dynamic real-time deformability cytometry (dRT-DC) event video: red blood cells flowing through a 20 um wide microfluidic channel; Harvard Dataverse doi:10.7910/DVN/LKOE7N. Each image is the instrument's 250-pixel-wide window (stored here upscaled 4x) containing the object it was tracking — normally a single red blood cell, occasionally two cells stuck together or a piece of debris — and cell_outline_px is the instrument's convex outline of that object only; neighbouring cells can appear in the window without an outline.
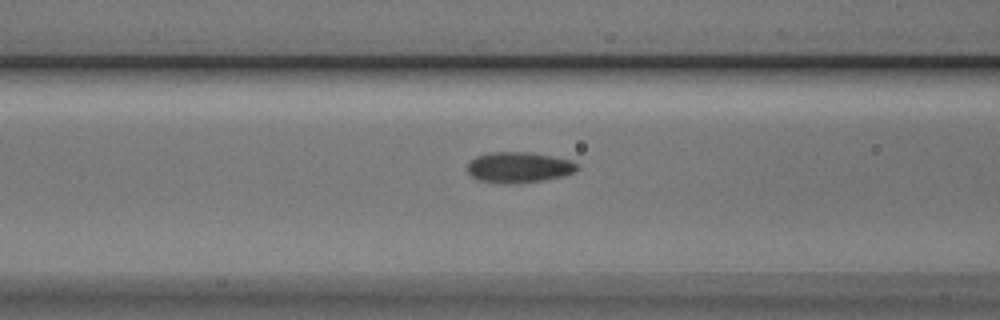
{"species": "Egyptian fruit bat (a non-hibernating species)", "species_latin": "Rousettus aegyptiacus", "temperature_condition": "cold", "stored_images_in_passage": 35, "camera_frame_rate_fps": 3000, "um_per_image_px": 0.085, "animal": {"sex": "male"}, "frame": {"image": 1, "passage_image": 5, "time_ms": 1.333, "image_size_px": [1000, 320], "cell_outline_px": [[580, 168], [572, 172], [560, 176], [544, 180], [508, 184], [504, 184], [480, 180], [472, 176], [468, 172], [468, 164], [476, 156], [488, 152], [528, 152], [552, 156], [572, 160]], "centroid_in_image_um": [44.09, 14.21], "position_along_channel_um": 122.5, "area_um2": 19.48}}
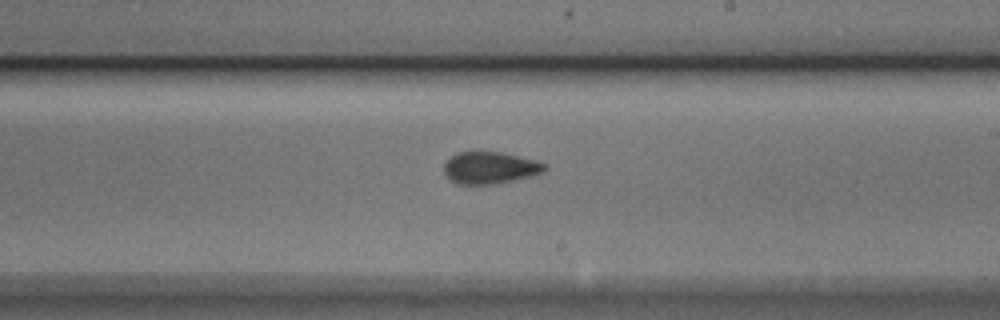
{"frame": {"image": 2, "passage_image": 15, "time_ms": 4.667, "image_size_px": [1000, 320], "cell_outline_px": [[544, 168], [540, 172], [528, 176], [496, 184], [456, 184], [444, 172], [444, 164], [456, 152], [500, 152], [536, 160], [544, 164]], "centroid_in_image_um": [41.59, 14.26], "position_along_channel_um": 247.4, "area_um2": 18.26}}
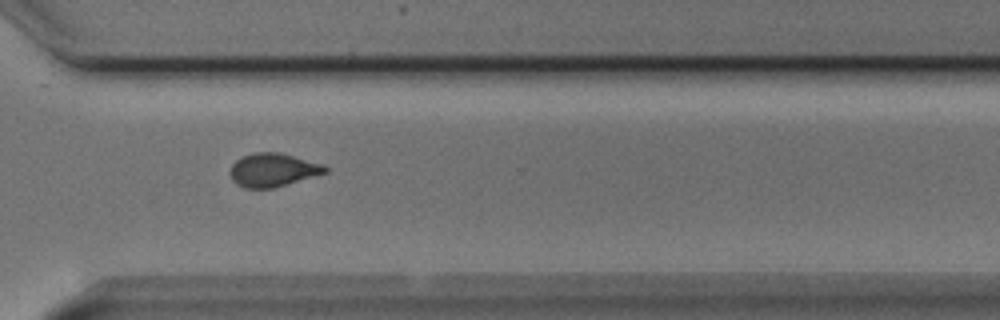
{"frame": {"image": 3, "passage_image": 23, "time_ms": 7.333, "image_size_px": [1000, 320], "cell_outline_px": [[328, 172], [272, 188], [244, 188], [236, 184], [232, 180], [232, 164], [236, 160], [244, 156], [256, 152], [280, 152], [324, 164], [328, 168]], "centroid_in_image_um": [23.23, 14.44], "position_along_channel_um": 347.4, "area_um2": 18.32}, "authors_computed_cell_mechanics": {"area_um2": 18.3226, "velocity_mm_per_s": 3.745, "shape_relaxation_time_tau1_ms": 4.0324, "shape_relaxation_time_tau2_ms": 1.6115, "deformation_change_tau1": 0.1169, "deformation_change_tau2": 0.0656}}